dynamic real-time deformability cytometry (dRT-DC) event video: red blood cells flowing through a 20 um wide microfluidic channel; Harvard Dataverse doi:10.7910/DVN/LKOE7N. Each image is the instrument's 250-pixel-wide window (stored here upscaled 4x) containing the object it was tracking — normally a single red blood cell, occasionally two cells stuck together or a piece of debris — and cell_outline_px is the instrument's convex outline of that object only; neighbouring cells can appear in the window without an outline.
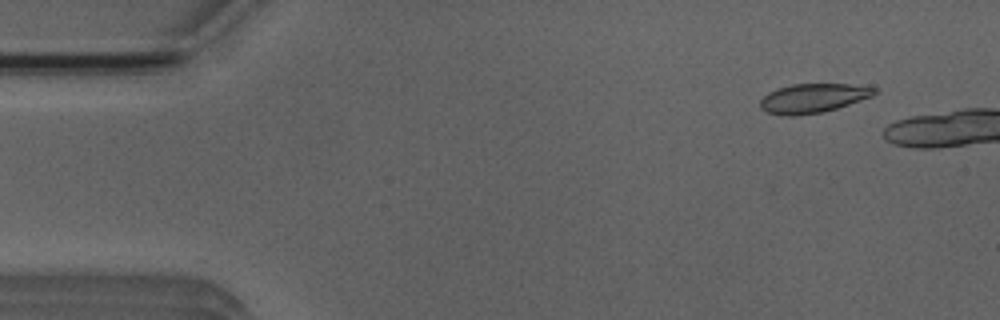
{"species": "Egyptian fruit bat (a non-hibernating species)", "species_latin": "Rousettus aegyptiacus", "temperature_condition": "room temperature", "stored_images_in_passage": 3, "camera_frame_rate_fps": 3000, "um_per_image_px": 0.085, "animal": {"sex": "male"}, "frame": {"image": 1, "passage_image": 2, "time_ms": 1.0, "image_size_px": [1000, 320], "cell_outline_px": [[880, 92], [872, 96], [836, 108], [820, 112], [792, 116], [788, 116], [768, 112], [760, 108], [760, 100], [768, 92], [776, 88], [792, 84], [848, 84], [876, 88]], "centroid_in_image_um": [69.09, 8.33], "position_along_channel_um": 15.9, "area_um2": 19.25}}